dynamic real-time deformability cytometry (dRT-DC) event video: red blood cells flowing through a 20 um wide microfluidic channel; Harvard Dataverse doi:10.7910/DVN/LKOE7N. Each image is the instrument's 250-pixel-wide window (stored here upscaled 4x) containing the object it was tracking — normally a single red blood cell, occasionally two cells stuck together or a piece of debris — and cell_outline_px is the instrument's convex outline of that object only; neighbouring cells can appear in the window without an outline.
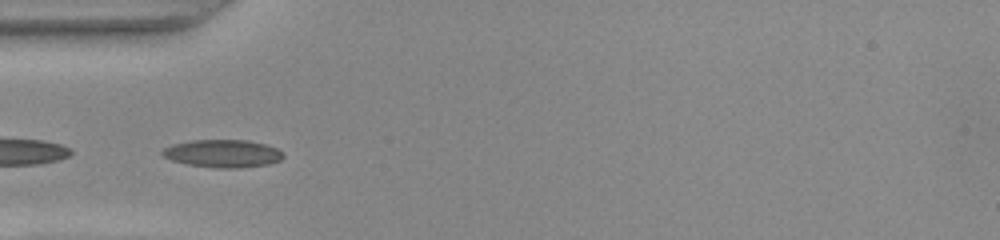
{"species": "common noctule bat (a hibernating species)", "species_latin": "Nyctalus noctula", "temperature_condition": "warm", "stored_images_in_passage": 44, "camera_frame_rate_fps": 3000, "um_per_image_px": 0.085, "animal": {"sex": "female", "body_mass_g": 22.0, "forearm_length_mm": 56.7}, "frame": {"image": 1, "passage_image": 8, "time_ms": 2.333, "image_size_px": [1000, 240], "cell_outline_px": [[284, 156], [280, 160], [268, 164], [240, 168], [216, 168], [188, 164], [172, 160], [164, 156], [160, 152], [164, 148], [172, 144], [192, 140], [248, 140], [264, 144], [276, 148]], "centroid_in_image_um": [18.91, 13.05], "position_along_channel_um": 66.1, "area_um2": 19.42}}
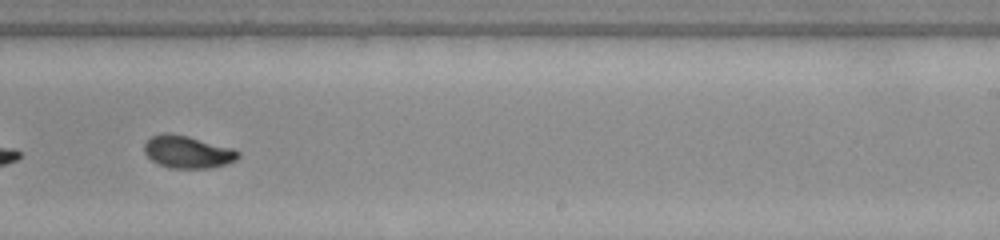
{"frame": {"image": 2, "passage_image": 24, "time_ms": 7.667, "image_size_px": [1000, 240], "cell_outline_px": [[240, 156], [236, 160], [228, 164], [212, 168], [168, 168], [156, 164], [144, 152], [144, 144], [152, 136], [164, 132], [168, 132], [188, 136], [232, 148], [240, 152]], "centroid_in_image_um": [15.95, 12.92], "position_along_channel_um": 273.1, "area_um2": 17.92}}
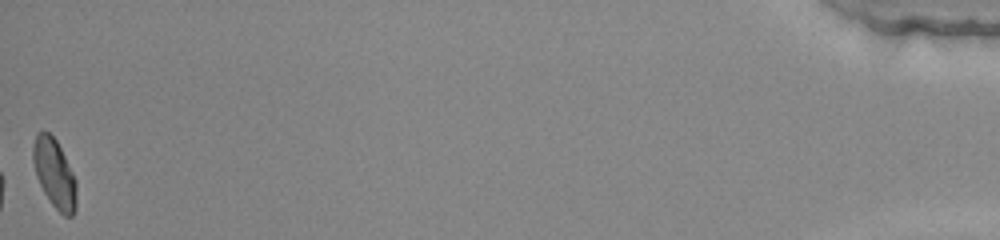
{"frame": {"image": 3, "passage_image": 44, "time_ms": 14.333, "image_size_px": [1000, 240], "cell_outline_px": [[76, 208], [72, 216], [64, 216], [52, 204], [44, 192], [36, 176], [32, 160], [32, 148], [36, 132], [44, 128], [56, 140], [76, 180]], "centroid_in_image_um": [4.6, 14.71], "position_along_channel_um": 430.6, "area_um2": 17.46}, "authors_computed_cell_mechanics": {"area_um2": 17.7735, "velocity_mm_per_s": 3.8883, "shape_relaxation_time_tau1_ms": 3.0466, "shape_relaxation_time_tau2_ms": 1.2506, "deformation_change_tau1": 0.1574, "deformation_change_tau2": 0.053}}